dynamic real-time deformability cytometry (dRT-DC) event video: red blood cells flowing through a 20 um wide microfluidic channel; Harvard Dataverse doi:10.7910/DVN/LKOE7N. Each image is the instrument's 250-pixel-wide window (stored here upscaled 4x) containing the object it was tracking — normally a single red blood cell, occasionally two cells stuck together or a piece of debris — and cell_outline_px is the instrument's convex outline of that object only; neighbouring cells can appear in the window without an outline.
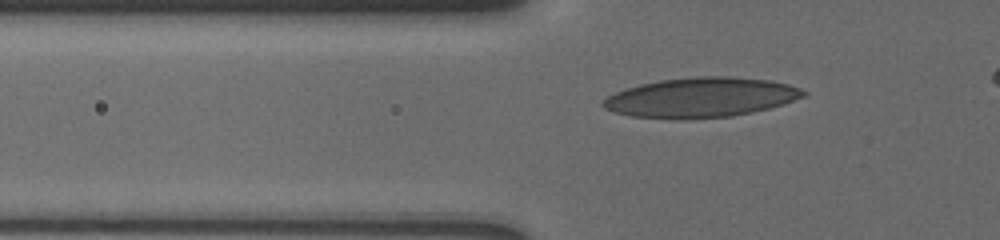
{"species": "human", "species_latin": "Homo sapiens", "temperature_condition": "cold", "stored_images_in_passage": 14, "camera_frame_rate_fps": 3000, "um_per_image_px": 0.085, "donor": {"sex": "male"}, "frame": {"image": 1, "passage_image": 2, "time_ms": 0.333, "image_size_px": [1000, 240], "cell_outline_px": [[808, 92], [804, 96], [768, 108], [752, 112], [732, 116], [684, 120], [676, 120], [632, 116], [616, 112], [604, 108], [600, 104], [608, 96], [616, 92], [640, 84], [660, 80], [700, 76], [732, 76], [772, 80], [788, 84], [800, 88]], "centroid_in_image_um": [59.57, 8.29], "position_along_channel_um": 66.2, "area_um2": 46.47}}
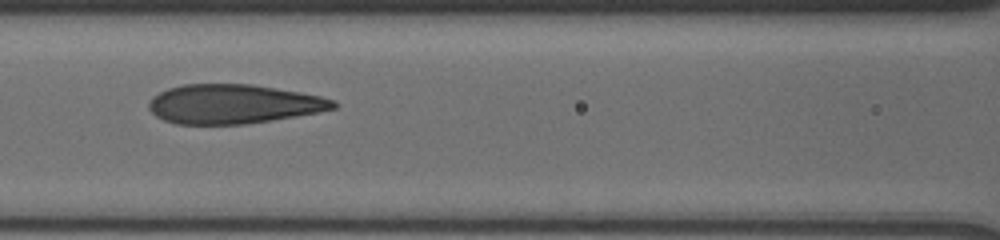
{"frame": {"image": 2, "passage_image": 7, "time_ms": 2.667, "image_size_px": [1000, 240], "cell_outline_px": [[340, 104], [336, 108], [320, 112], [272, 120], [244, 124], [176, 124], [164, 120], [156, 116], [148, 108], [148, 104], [152, 96], [168, 88], [184, 84], [252, 84], [300, 92], [320, 96], [336, 100]], "centroid_in_image_um": [19.86, 8.84], "position_along_channel_um": 146.7, "area_um2": 42.37}}
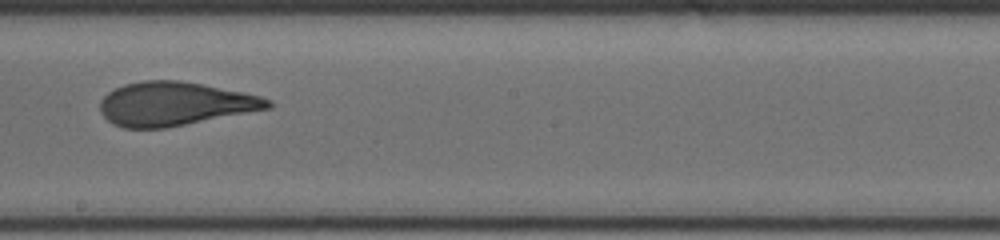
{"frame": {"image": 3, "passage_image": 12, "time_ms": 5.0, "image_size_px": [1000, 240], "cell_outline_px": [[272, 108], [164, 128], [124, 128], [112, 124], [100, 112], [100, 100], [108, 92], [124, 84], [144, 80], [180, 80], [260, 96], [272, 100]], "centroid_in_image_um": [14.82, 8.83], "position_along_channel_um": 233.4, "area_um2": 42.48}}